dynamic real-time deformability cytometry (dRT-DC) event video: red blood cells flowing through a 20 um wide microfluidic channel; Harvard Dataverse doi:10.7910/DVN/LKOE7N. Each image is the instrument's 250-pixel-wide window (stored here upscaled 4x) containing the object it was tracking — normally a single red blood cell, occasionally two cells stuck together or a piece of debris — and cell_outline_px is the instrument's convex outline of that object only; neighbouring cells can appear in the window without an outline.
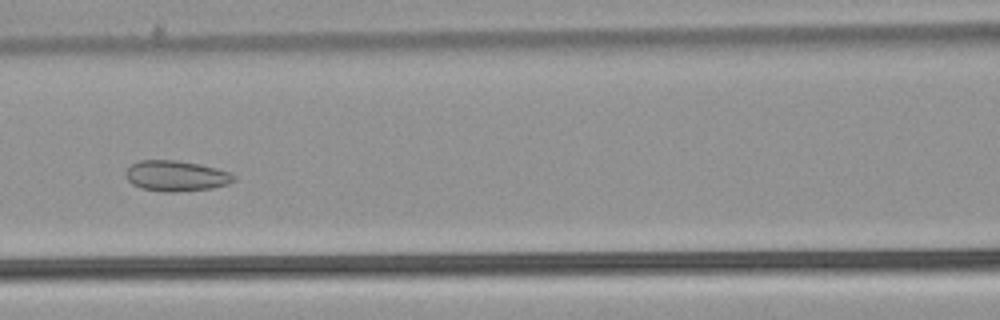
{"species": "common noctule bat (a hibernating species)", "species_latin": "Nyctalus noctula", "temperature_condition": "warm", "stored_images_in_passage": 55, "camera_frame_rate_fps": 3000, "um_per_image_px": 0.085, "animal": {"sex": "male", "body_mass_g": 21.5, "forearm_length_mm": 52.0}, "frame": {"image": 1, "passage_image": 25, "time_ms": 8.0, "image_size_px": [1000, 320], "cell_outline_px": [[236, 180], [228, 184], [212, 188], [172, 192], [164, 192], [140, 188], [132, 184], [124, 176], [124, 172], [132, 164], [140, 160], [176, 160], [216, 168], [228, 172], [236, 176]], "centroid_in_image_um": [14.94, 14.96], "position_along_channel_um": 151.7, "area_um2": 19.25}}
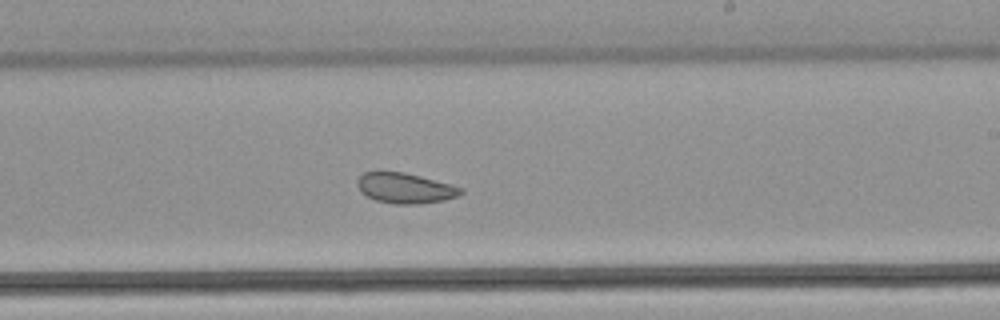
{"frame": {"image": 2, "passage_image": 33, "time_ms": 10.667, "image_size_px": [1000, 320], "cell_outline_px": [[464, 192], [460, 196], [444, 200], [416, 204], [392, 204], [376, 200], [360, 192], [356, 184], [356, 180], [364, 172], [404, 172], [452, 184], [464, 188]], "centroid_in_image_um": [34.46, 15.99], "position_along_channel_um": 254.5, "area_um2": 18.44}}
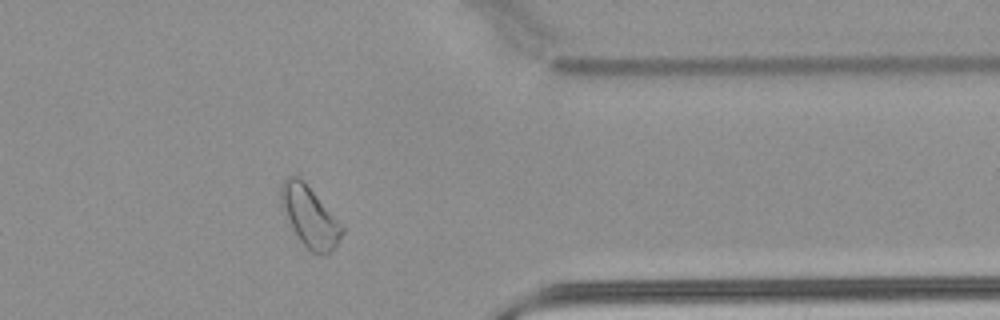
{"frame": {"image": 3, "passage_image": 44, "time_ms": 14.333, "image_size_px": [1000, 320], "cell_outline_px": [[344, 232], [332, 252], [324, 256], [312, 252], [300, 240], [280, 204], [280, 188], [284, 180], [288, 176], [296, 176], [344, 224]], "centroid_in_image_um": [26.37, 18.46], "position_along_channel_um": 385.0, "area_um2": 21.1}, "authors_computed_cell_mechanics": {"area_um2": 23.1778, "velocity_mm_per_s": 3.8729, "shape_relaxation_time_tau1_ms": null, "shape_relaxation_time_tau2_ms": 2.4333, "deformation_change_tau1": null, "deformation_change_tau2": 0.0848}}